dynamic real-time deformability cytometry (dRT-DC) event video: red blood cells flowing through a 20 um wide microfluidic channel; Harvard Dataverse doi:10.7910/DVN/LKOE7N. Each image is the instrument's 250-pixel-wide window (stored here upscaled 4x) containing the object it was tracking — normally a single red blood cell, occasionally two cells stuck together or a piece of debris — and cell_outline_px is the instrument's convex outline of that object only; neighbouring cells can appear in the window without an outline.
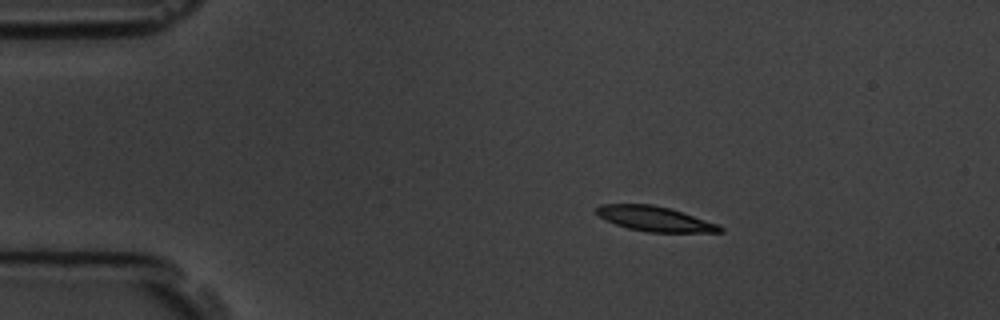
{"species": "common noctule bat (a hibernating species)", "species_latin": "Nyctalus noctula", "temperature_condition": "room temperature", "stored_images_in_passage": 5, "camera_frame_rate_fps": 3000, "um_per_image_px": 0.085, "animal": {"sex": "male", "body_mass_g": 19.5, "forearm_length_mm": 54.6}, "frame": {"image": 1, "passage_image": 2, "time_ms": 1.0, "image_size_px": [1000, 320], "cell_outline_px": [[724, 232], [648, 232], [628, 228], [604, 220], [596, 212], [596, 208], [600, 204], [652, 204], [672, 208], [716, 224], [724, 228]], "centroid_in_image_um": [55.64, 18.59], "position_along_channel_um": 29.4, "area_um2": 17.86}}
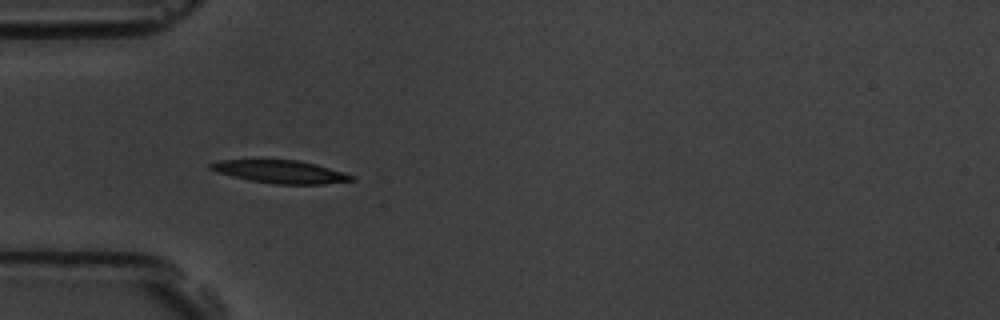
{"frame": {"image": 2, "passage_image": 4, "time_ms": 3.333, "image_size_px": [1000, 320], "cell_outline_px": [[356, 180], [324, 184], [276, 184], [252, 180], [232, 176], [216, 172], [208, 168], [208, 164], [220, 160], [296, 160], [316, 164], [344, 172], [356, 176]], "centroid_in_image_um": [23.87, 14.6], "position_along_channel_um": 61.1, "area_um2": 18.73}}
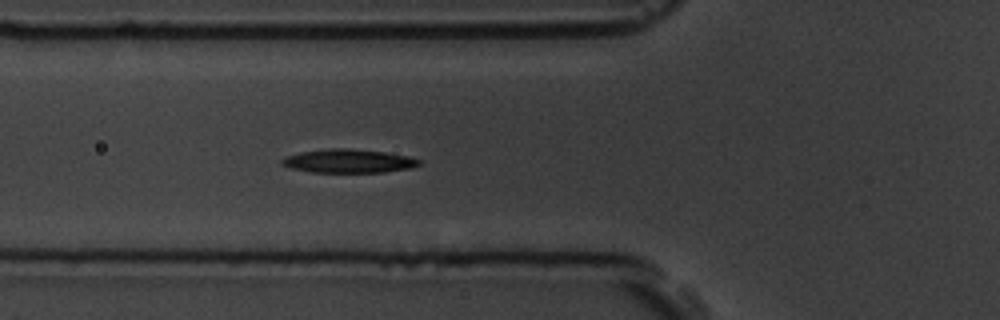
{"frame": {"image": 3, "passage_image": 5, "time_ms": 4.333, "image_size_px": [1000, 320], "cell_outline_px": [[420, 164], [412, 168], [384, 172], [312, 172], [292, 168], [280, 164], [280, 160], [284, 156], [300, 152], [328, 148], [348, 148], [384, 152], [412, 156], [420, 160]], "centroid_in_image_um": [29.62, 13.68], "position_along_channel_um": 96.2, "area_um2": 19.02}}